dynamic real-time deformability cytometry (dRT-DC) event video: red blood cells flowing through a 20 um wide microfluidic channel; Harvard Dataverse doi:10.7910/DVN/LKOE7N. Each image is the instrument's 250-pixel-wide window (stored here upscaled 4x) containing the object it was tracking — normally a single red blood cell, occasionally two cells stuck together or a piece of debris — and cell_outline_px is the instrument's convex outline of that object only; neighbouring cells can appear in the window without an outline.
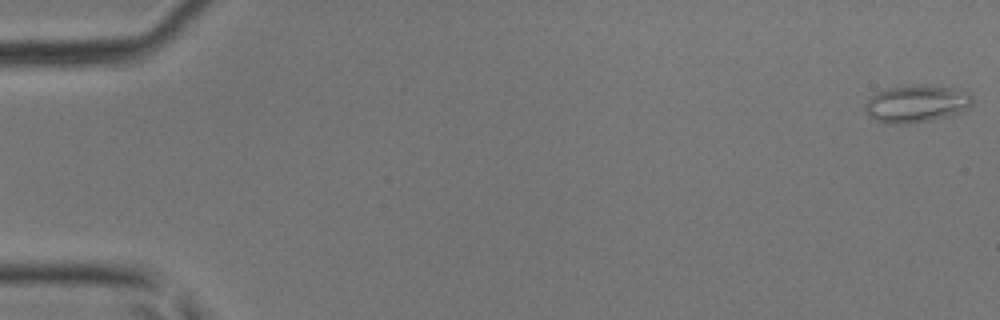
{"species": "common noctule bat (a hibernating species)", "species_latin": "Nyctalus noctula", "temperature_condition": "room temperature", "stored_images_in_passage": 45, "camera_frame_rate_fps": 3000, "um_per_image_px": 0.085, "animal": {"sex": "male", "body_mass_g": 17.9, "forearm_length_mm": 54.2}, "frame": {"image": 1, "passage_image": 1, "time_ms": 0.0, "image_size_px": [1000, 320], "cell_outline_px": [[972, 104], [968, 108], [960, 112], [932, 120], [900, 124], [892, 124], [876, 120], [868, 116], [864, 108], [868, 100], [876, 92], [888, 88], [920, 84], [924, 84], [956, 88], [968, 92], [972, 96]], "centroid_in_image_um": [77.91, 8.8], "position_along_channel_um": 7.1, "area_um2": 23.35}}
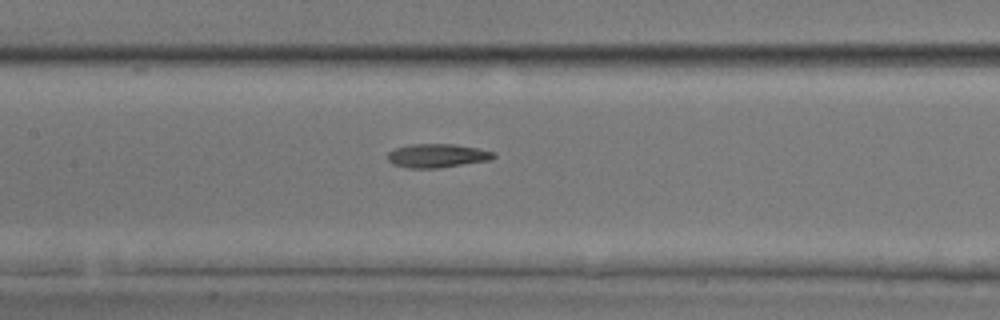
{"frame": {"image": 2, "passage_image": 22, "time_ms": 7.0, "image_size_px": [1000, 320], "cell_outline_px": [[496, 156], [488, 160], [436, 168], [408, 168], [392, 164], [388, 160], [388, 152], [396, 148], [408, 144], [452, 144], [476, 148], [496, 152]], "centroid_in_image_um": [37.12, 13.23], "position_along_channel_um": 170.3, "area_um2": 14.51}}
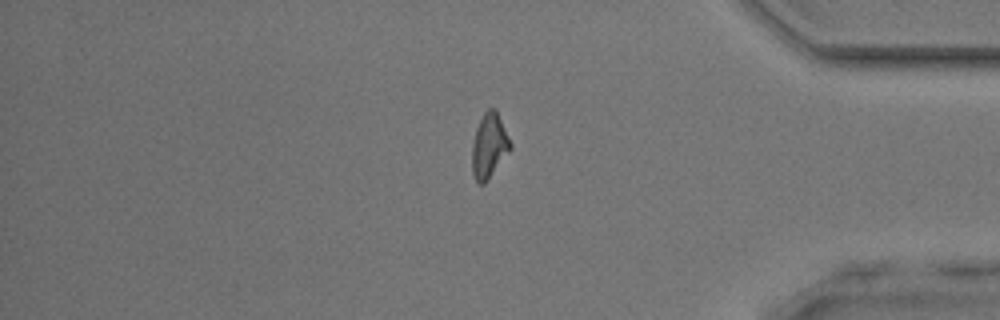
{"frame": {"image": 3, "passage_image": 38, "time_ms": 12.333, "image_size_px": [1000, 320], "cell_outline_px": [[512, 148], [484, 184], [480, 184], [476, 180], [472, 172], [472, 144], [476, 128], [484, 112], [488, 108], [492, 108], [496, 112], [512, 144]], "centroid_in_image_um": [41.56, 12.41], "position_along_channel_um": 393.6, "area_um2": 14.1}}